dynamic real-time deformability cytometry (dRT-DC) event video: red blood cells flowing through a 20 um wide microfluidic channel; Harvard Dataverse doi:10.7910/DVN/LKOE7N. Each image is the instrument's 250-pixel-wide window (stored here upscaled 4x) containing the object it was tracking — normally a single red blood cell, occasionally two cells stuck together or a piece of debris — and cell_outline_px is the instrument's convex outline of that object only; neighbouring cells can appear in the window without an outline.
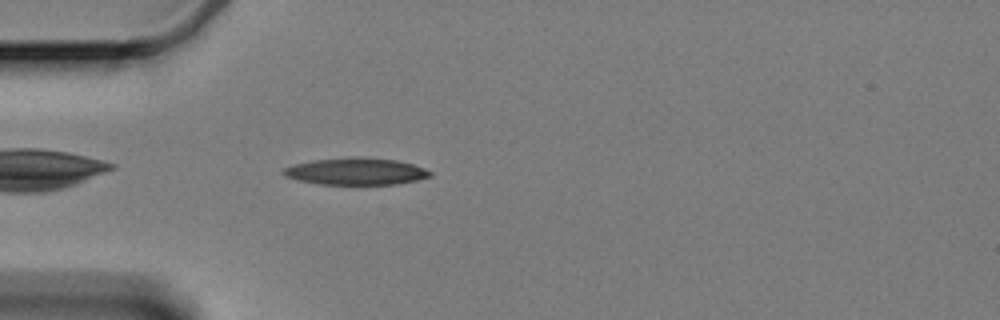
{"species": "Egyptian fruit bat (a non-hibernating species)", "species_latin": "Rousettus aegyptiacus", "temperature_condition": "cold", "stored_images_in_passage": 45, "camera_frame_rate_fps": 3000, "um_per_image_px": 0.085, "animal": {"sex": "female"}, "frame": {"image": 1, "passage_image": 3, "time_ms": 0.667, "image_size_px": [1000, 320], "cell_outline_px": [[432, 176], [416, 180], [396, 184], [320, 184], [296, 180], [284, 176], [280, 172], [284, 168], [296, 164], [312, 160], [352, 156], [360, 156], [396, 160], [412, 164], [424, 168], [432, 172]], "centroid_in_image_um": [30.23, 14.56], "position_along_channel_um": 54.8, "area_um2": 23.18}}
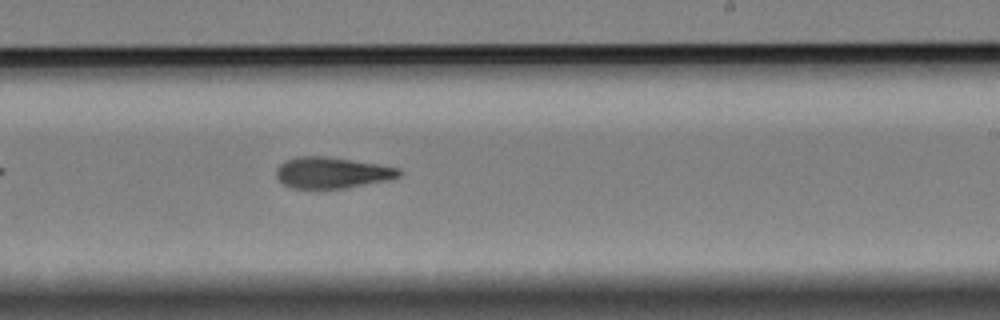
{"frame": {"image": 2, "passage_image": 22, "time_ms": 7.0, "image_size_px": [1000, 320], "cell_outline_px": [[404, 172], [400, 176], [384, 180], [344, 188], [292, 188], [284, 184], [276, 176], [276, 168], [284, 160], [296, 156], [328, 156], [400, 168]], "centroid_in_image_um": [28.18, 14.66], "position_along_channel_um": 260.8, "area_um2": 22.14}}
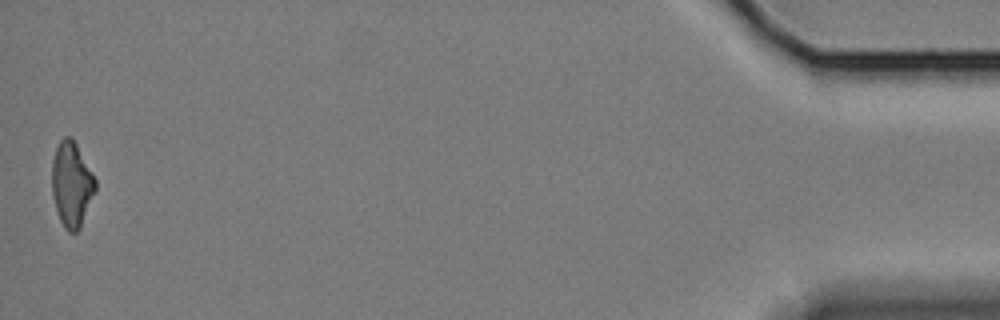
{"frame": {"image": 3, "passage_image": 45, "time_ms": 14.667, "image_size_px": [1000, 320], "cell_outline_px": [[96, 188], [80, 228], [76, 232], [68, 232], [64, 228], [60, 220], [56, 208], [52, 192], [52, 160], [56, 148], [60, 140], [64, 136], [72, 136], [96, 180]], "centroid_in_image_um": [6.08, 15.65], "position_along_channel_um": 429.1, "area_um2": 21.33}, "authors_computed_cell_mechanics": {"area_um2": 22.542, "velocity_mm_per_s": 3.3493, "shape_relaxation_time_tau1_ms": null, "shape_relaxation_time_tau2_ms": 6.1973, "deformation_change_tau1": null, "deformation_change_tau2": 0.1626}}